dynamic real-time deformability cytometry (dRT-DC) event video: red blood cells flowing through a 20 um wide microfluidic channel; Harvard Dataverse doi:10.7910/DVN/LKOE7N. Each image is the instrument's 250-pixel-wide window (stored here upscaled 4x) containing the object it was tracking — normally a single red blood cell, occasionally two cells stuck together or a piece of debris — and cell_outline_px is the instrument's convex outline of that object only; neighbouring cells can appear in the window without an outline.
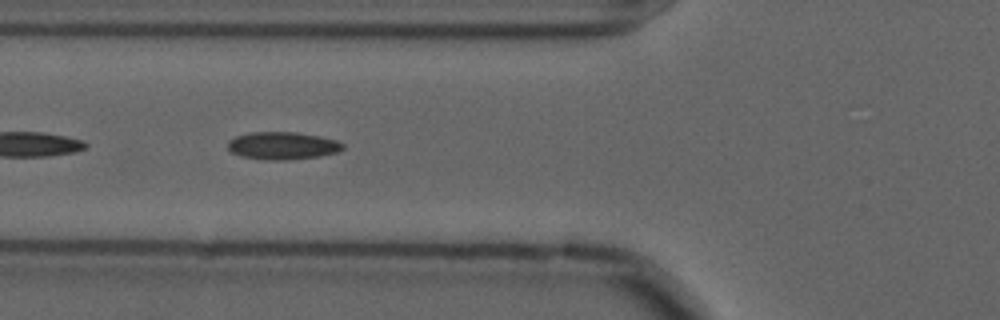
{"species": "common noctule bat (a hibernating species)", "species_latin": "Nyctalus noctula", "temperature_condition": "cold", "stored_images_in_passage": 27, "camera_frame_rate_fps": 3000, "um_per_image_px": 0.085, "animal": {"sex": "male", "forearm_length_mm": 52.5}, "frame": {"image": 1, "passage_image": 8, "time_ms": 2.333, "image_size_px": [1000, 320], "cell_outline_px": [[344, 148], [336, 152], [320, 156], [288, 160], [264, 160], [240, 156], [232, 152], [228, 148], [228, 140], [236, 136], [252, 132], [296, 132], [320, 136], [336, 140], [344, 144]], "centroid_in_image_um": [24.01, 12.38], "position_along_channel_um": 101.8, "area_um2": 18.55}}
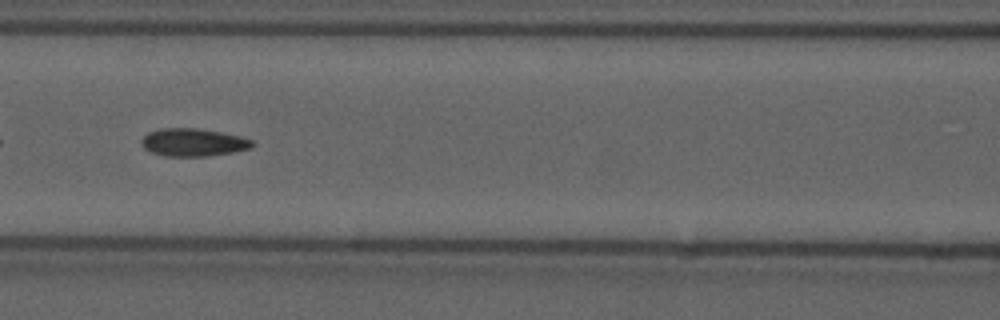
{"frame": {"image": 2, "passage_image": 12, "time_ms": 3.667, "image_size_px": [1000, 320], "cell_outline_px": [[256, 144], [252, 148], [232, 152], [208, 156], [164, 156], [148, 152], [140, 144], [140, 140], [148, 132], [160, 128], [196, 128], [220, 132], [240, 136], [252, 140]], "centroid_in_image_um": [16.39, 12.1], "position_along_channel_um": 150.2, "area_um2": 18.15}}